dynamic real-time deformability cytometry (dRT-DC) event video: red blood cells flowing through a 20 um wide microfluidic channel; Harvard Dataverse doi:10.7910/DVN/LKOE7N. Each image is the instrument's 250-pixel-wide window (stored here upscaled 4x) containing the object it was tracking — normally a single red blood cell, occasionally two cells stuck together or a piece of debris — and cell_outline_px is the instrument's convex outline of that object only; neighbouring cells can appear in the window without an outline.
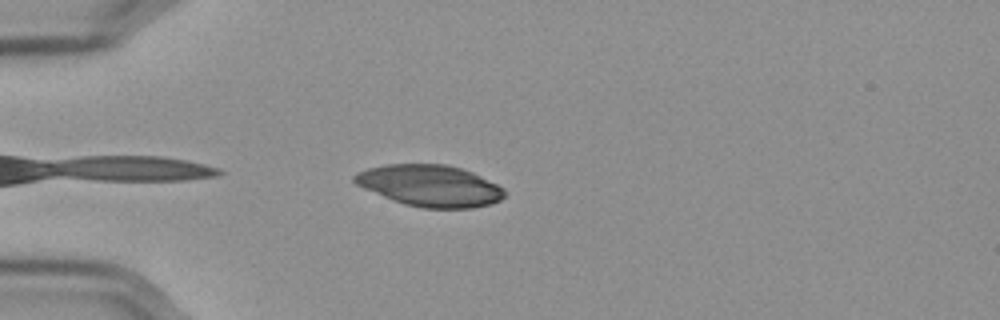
{"species": "Egyptian fruit bat (a non-hibernating species)", "species_latin": "Rousettus aegyptiacus", "temperature_condition": "cold", "stored_images_in_passage": 32, "camera_frame_rate_fps": 3000, "um_per_image_px": 0.085, "frame": {"image": 1, "passage_image": 2, "time_ms": 0.333, "image_size_px": [1000, 320], "cell_outline_px": [[504, 196], [500, 200], [488, 204], [472, 208], [424, 208], [404, 204], [392, 200], [364, 188], [356, 184], [352, 180], [352, 176], [356, 172], [368, 168], [384, 164], [448, 164], [472, 172], [504, 188]], "centroid_in_image_um": [36.51, 15.77], "position_along_channel_um": 48.5, "area_um2": 36.18}}
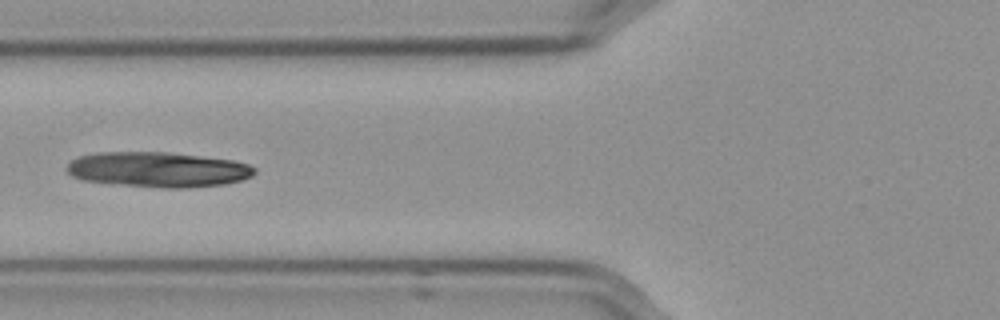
{"frame": {"image": 2, "passage_image": 9, "time_ms": 2.667, "image_size_px": [1000, 320], "cell_outline_px": [[256, 172], [252, 176], [240, 180], [224, 184], [188, 188], [164, 188], [112, 184], [84, 180], [72, 176], [64, 168], [72, 160], [80, 156], [100, 152], [168, 152], [232, 160], [248, 164], [256, 168]], "centroid_in_image_um": [13.42, 14.42], "position_along_channel_um": 112.4, "area_um2": 38.55}}